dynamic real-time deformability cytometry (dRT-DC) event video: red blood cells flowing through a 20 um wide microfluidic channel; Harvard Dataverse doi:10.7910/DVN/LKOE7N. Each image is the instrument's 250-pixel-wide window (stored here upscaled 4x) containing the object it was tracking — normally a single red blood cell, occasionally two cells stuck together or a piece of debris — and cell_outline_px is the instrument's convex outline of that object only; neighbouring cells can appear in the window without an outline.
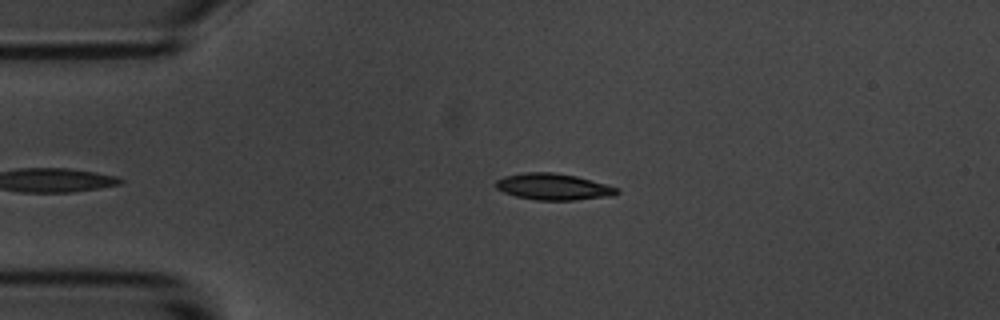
{"species": "common noctule bat (a hibernating species)", "species_latin": "Nyctalus noctula", "temperature_condition": "room temperature", "stored_images_in_passage": 38, "camera_frame_rate_fps": 3000, "um_per_image_px": 0.085, "animal": {"sex": "male", "body_mass_g": 20.1, "forearm_length_mm": 53.5}, "frame": {"image": 1, "passage_image": 2, "time_ms": 0.333, "image_size_px": [1000, 320], "cell_outline_px": [[620, 192], [616, 196], [576, 200], [536, 200], [516, 196], [504, 192], [496, 188], [496, 180], [504, 176], [524, 172], [552, 172], [576, 176], [620, 188]], "centroid_in_image_um": [47.08, 15.88], "position_along_channel_um": 37.9, "area_um2": 18.79}}
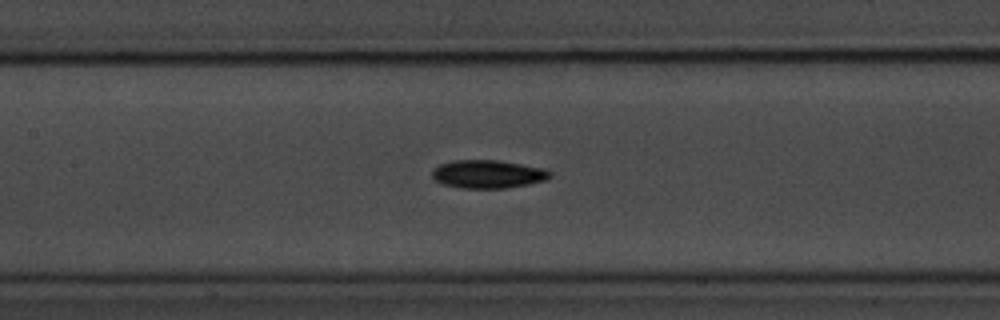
{"frame": {"image": 2, "passage_image": 15, "time_ms": 4.667, "image_size_px": [1000, 320], "cell_outline_px": [[552, 176], [548, 180], [528, 184], [504, 188], [460, 188], [444, 184], [436, 180], [432, 176], [432, 168], [440, 164], [452, 160], [496, 160], [548, 168], [552, 172]], "centroid_in_image_um": [41.52, 14.79], "position_along_channel_um": 165.9, "area_um2": 19.59}}
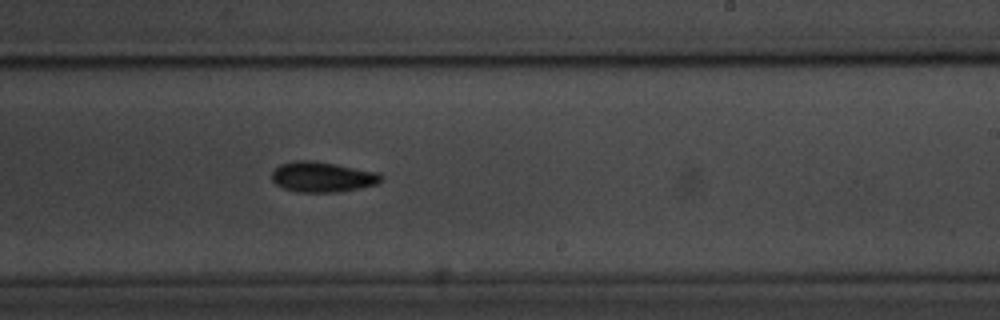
{"frame": {"image": 3, "passage_image": 23, "time_ms": 7.333, "image_size_px": [1000, 320], "cell_outline_px": [[384, 176], [376, 184], [360, 188], [336, 192], [300, 192], [284, 188], [276, 184], [272, 180], [272, 172], [280, 164], [296, 160], [312, 160], [336, 164], [380, 172]], "centroid_in_image_um": [27.42, 15.03], "position_along_channel_um": 261.6, "area_um2": 19.31}, "authors_computed_cell_mechanics": {"area_um2": 18.2648, "velocity_mm_per_s": 3.5922, "shape_relaxation_time_tau1_ms": 2.4067, "shape_relaxation_time_tau2_ms": 6.5715, "deformation_change_tau1": 0.107, "deformation_change_tau2": 0.108}}